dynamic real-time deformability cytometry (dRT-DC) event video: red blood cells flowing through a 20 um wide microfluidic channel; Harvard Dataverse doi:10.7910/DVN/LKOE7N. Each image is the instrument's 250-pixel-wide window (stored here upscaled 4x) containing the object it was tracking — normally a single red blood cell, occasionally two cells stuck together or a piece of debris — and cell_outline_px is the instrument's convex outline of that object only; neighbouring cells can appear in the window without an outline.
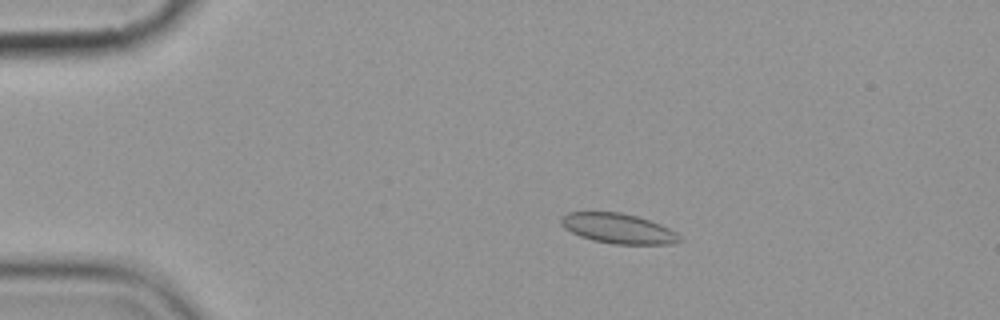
{"species": "common noctule bat (a hibernating species)", "species_latin": "Nyctalus noctula", "temperature_condition": "cold", "stored_images_in_passage": 6, "camera_frame_rate_fps": 3000, "um_per_image_px": 0.085, "animal": {"sex": "female", "body_mass_g": 19.9}, "frame": {"image": 1, "passage_image": 3, "time_ms": 2.333, "image_size_px": [1000, 320], "cell_outline_px": [[684, 240], [672, 244], [612, 244], [592, 240], [580, 236], [564, 228], [560, 224], [560, 216], [568, 212], [620, 212], [636, 216], [660, 224], [676, 232]], "centroid_in_image_um": [52.53, 19.42], "position_along_channel_um": 32.5, "area_um2": 20.81}}
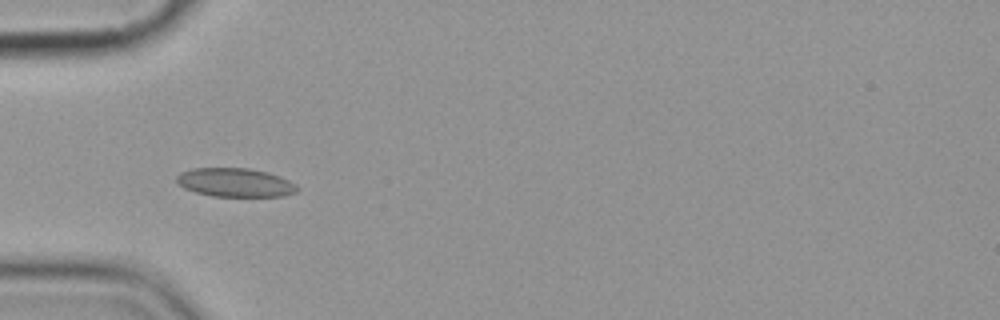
{"frame": {"image": 2, "passage_image": 5, "time_ms": 4.667, "image_size_px": [1000, 320], "cell_outline_px": [[300, 188], [296, 192], [284, 196], [212, 196], [196, 192], [184, 188], [176, 184], [176, 176], [180, 172], [192, 168], [248, 168], [268, 172], [280, 176], [296, 184]], "centroid_in_image_um": [19.98, 15.51], "position_along_channel_um": 65.0, "area_um2": 20.35}}
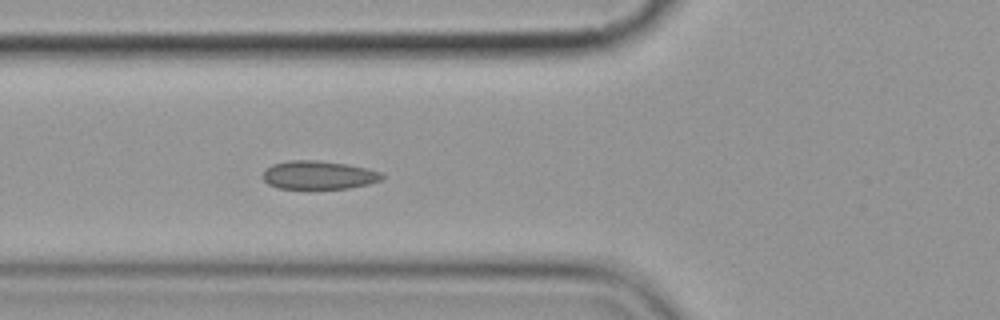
{"frame": {"image": 3, "passage_image": 6, "time_ms": 5.667, "image_size_px": [1000, 320], "cell_outline_px": [[384, 176], [380, 180], [368, 184], [348, 188], [276, 188], [268, 184], [264, 180], [264, 168], [272, 164], [288, 160], [316, 160], [348, 164], [368, 168], [380, 172]], "centroid_in_image_um": [27.06, 14.86], "position_along_channel_um": 98.7, "area_um2": 19.71}}